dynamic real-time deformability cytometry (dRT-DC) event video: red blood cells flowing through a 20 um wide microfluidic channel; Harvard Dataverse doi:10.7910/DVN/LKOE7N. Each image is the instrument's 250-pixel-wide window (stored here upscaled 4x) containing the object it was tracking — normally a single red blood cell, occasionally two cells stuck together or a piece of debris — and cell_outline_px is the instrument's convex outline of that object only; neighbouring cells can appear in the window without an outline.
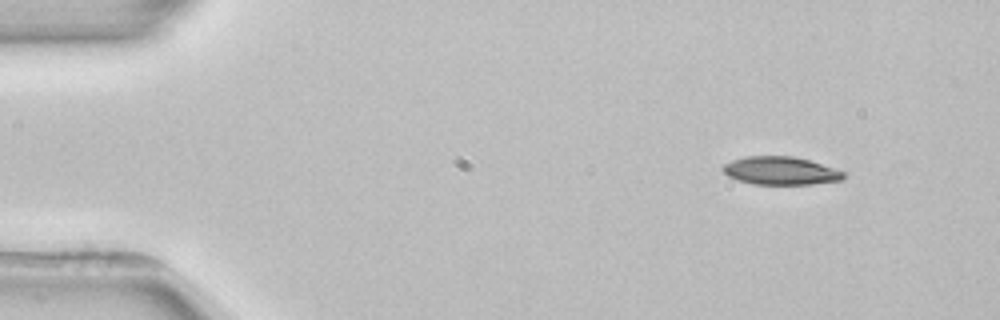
{"species": "common noctule bat (a hibernating species)", "species_latin": "Nyctalus noctula", "temperature_condition": "room temperature", "stored_images_in_passage": 4, "camera_frame_rate_fps": 3000, "um_per_image_px": 0.085, "animal": {"sex": "female", "body_mass_g": 22.7, "forearm_length_mm": 54.2}, "frame": {"image": 1, "passage_image": 1, "time_ms": 0.0, "image_size_px": [1000, 320], "cell_outline_px": [[844, 180], [812, 184], [752, 184], [736, 180], [728, 176], [720, 168], [724, 164], [732, 160], [748, 156], [792, 156], [808, 160], [844, 172]], "centroid_in_image_um": [66.3, 14.52], "position_along_channel_um": 18.7, "area_um2": 19.65}}